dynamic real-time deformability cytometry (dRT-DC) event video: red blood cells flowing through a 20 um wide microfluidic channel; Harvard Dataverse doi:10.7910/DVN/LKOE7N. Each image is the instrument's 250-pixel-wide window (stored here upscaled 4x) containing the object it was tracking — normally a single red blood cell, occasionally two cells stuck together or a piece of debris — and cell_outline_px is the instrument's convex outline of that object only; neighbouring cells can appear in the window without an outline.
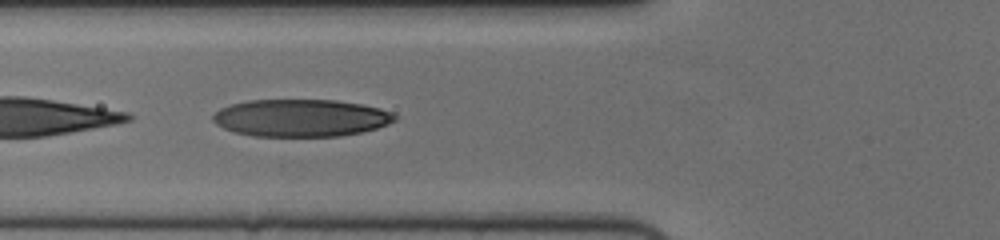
{"species": "human", "species_latin": "Homo sapiens", "temperature_condition": "cold", "stored_images_in_passage": 32, "camera_frame_rate_fps": 3000, "um_per_image_px": 0.085, "donor": {"sex": "female"}, "frame": {"image": 1, "passage_image": 3, "time_ms": 0.667, "image_size_px": [1000, 240], "cell_outline_px": [[400, 116], [396, 120], [388, 124], [376, 128], [360, 132], [340, 136], [252, 136], [232, 132], [216, 124], [212, 120], [212, 116], [220, 108], [228, 104], [248, 100], [336, 100], [360, 104], [380, 108], [392, 112]], "centroid_in_image_um": [25.56, 10.02], "position_along_channel_um": 100.2, "area_um2": 39.88}}
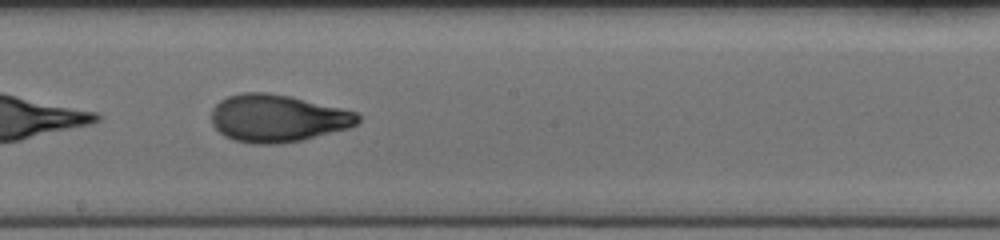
{"frame": {"image": 2, "passage_image": 13, "time_ms": 4.0, "image_size_px": [1000, 240], "cell_outline_px": [[360, 120], [356, 124], [348, 128], [300, 140], [276, 144], [252, 144], [232, 140], [224, 136], [212, 124], [212, 108], [220, 100], [228, 96], [240, 92], [268, 92], [292, 96], [356, 112], [360, 116]], "centroid_in_image_um": [23.55, 10.04], "position_along_channel_um": 224.7, "area_um2": 40.52}}
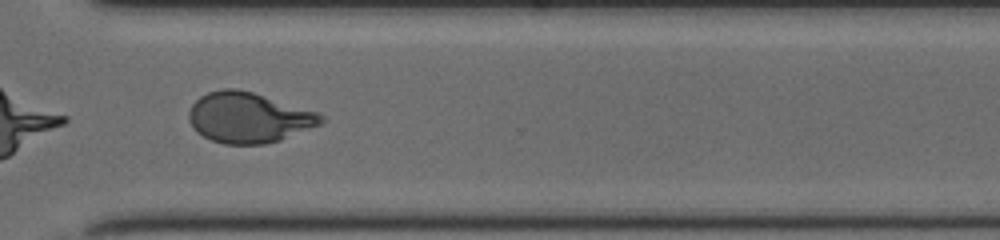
{"frame": {"image": 3, "passage_image": 23, "time_ms": 7.333, "image_size_px": [1000, 240], "cell_outline_px": [[328, 120], [320, 124], [280, 140], [264, 144], [224, 144], [212, 140], [196, 132], [192, 128], [188, 120], [188, 112], [192, 104], [200, 96], [208, 92], [224, 88], [236, 88], [252, 92], [320, 112]], "centroid_in_image_um": [21.13, 9.99], "position_along_channel_um": 349.5, "area_um2": 39.02}}